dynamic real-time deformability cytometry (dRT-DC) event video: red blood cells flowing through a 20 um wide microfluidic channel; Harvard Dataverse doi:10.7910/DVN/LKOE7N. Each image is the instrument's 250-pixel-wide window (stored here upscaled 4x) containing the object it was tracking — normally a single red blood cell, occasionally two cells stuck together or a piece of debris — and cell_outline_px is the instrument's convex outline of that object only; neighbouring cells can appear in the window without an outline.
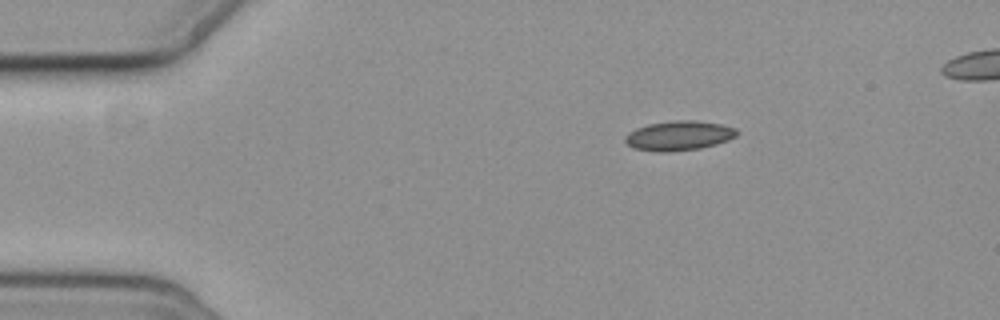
{"species": "common noctule bat (a hibernating species)", "species_latin": "Nyctalus noctula", "temperature_condition": "cold", "stored_images_in_passage": 3, "camera_frame_rate_fps": 3000, "um_per_image_px": 0.085, "animal": {"sex": "female", "body_mass_g": 19.3, "forearm_length_mm": 54.1}, "frame": {"image": 1, "passage_image": 1, "time_ms": 0.0, "image_size_px": [1000, 320], "cell_outline_px": [[740, 132], [736, 136], [728, 140], [716, 144], [700, 148], [668, 152], [656, 152], [632, 148], [624, 140], [624, 136], [628, 132], [636, 128], [648, 124], [676, 120], [696, 120], [720, 124], [736, 128]], "centroid_in_image_um": [57.69, 11.53], "position_along_channel_um": 27.3, "area_um2": 19.42}}